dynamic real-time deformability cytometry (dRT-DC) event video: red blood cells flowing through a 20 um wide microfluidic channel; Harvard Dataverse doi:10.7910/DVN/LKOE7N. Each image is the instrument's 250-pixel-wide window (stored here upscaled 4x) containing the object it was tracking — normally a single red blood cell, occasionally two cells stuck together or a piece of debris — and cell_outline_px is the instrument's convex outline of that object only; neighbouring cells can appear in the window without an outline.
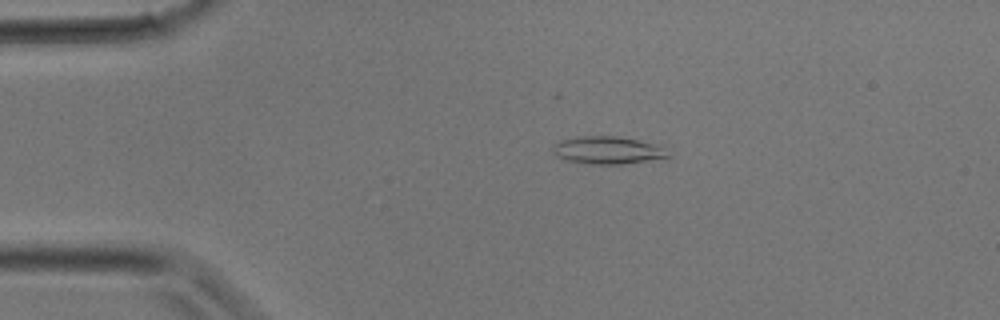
{"species": "common noctule bat (a hibernating species)", "species_latin": "Nyctalus noctula", "temperature_condition": "room temperature", "stored_images_in_passage": 25, "camera_frame_rate_fps": 3000, "um_per_image_px": 0.085, "animal": {"sex": "male", "body_mass_g": 17.9}, "frame": {"image": 1, "passage_image": 1, "time_ms": 0.0, "image_size_px": [1000, 320], "cell_outline_px": [[672, 156], [620, 164], [592, 164], [568, 160], [556, 156], [552, 152], [552, 144], [560, 140], [580, 136], [616, 136], [660, 144]], "centroid_in_image_um": [51.63, 12.75], "position_along_channel_um": 33.4, "area_um2": 18.5}}
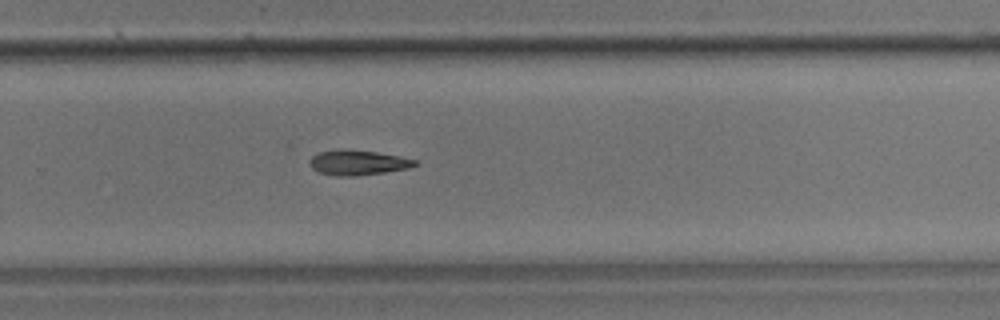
{"frame": {"image": 2, "passage_image": 15, "time_ms": 4.667, "image_size_px": [1000, 320], "cell_outline_px": [[420, 164], [408, 168], [384, 172], [356, 176], [332, 176], [320, 172], [312, 168], [308, 164], [308, 160], [312, 156], [320, 152], [376, 152], [400, 156], [416, 160]], "centroid_in_image_um": [30.45, 13.87], "position_along_channel_um": 299.4, "area_um2": 14.68}}
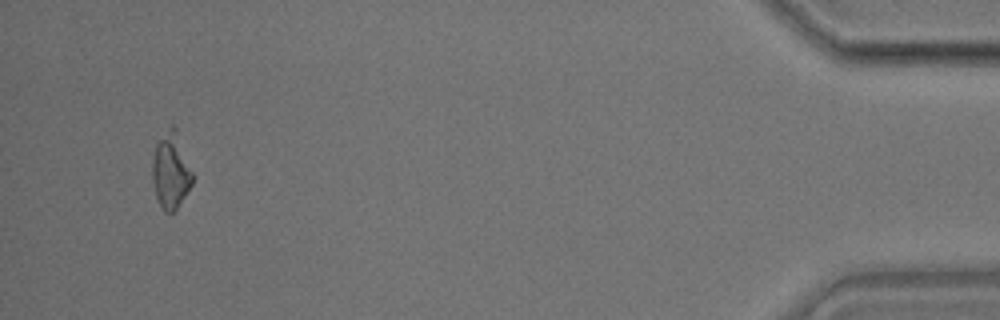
{"frame": {"image": 3, "passage_image": 24, "time_ms": 7.667, "image_size_px": [1000, 320], "cell_outline_px": [[196, 176], [192, 184], [176, 208], [172, 212], [164, 212], [156, 196], [152, 180], [152, 160], [156, 144], [168, 128], [172, 124], [176, 128]], "centroid_in_image_um": [14.56, 14.48], "position_along_channel_um": 420.6, "area_um2": 17.98}}